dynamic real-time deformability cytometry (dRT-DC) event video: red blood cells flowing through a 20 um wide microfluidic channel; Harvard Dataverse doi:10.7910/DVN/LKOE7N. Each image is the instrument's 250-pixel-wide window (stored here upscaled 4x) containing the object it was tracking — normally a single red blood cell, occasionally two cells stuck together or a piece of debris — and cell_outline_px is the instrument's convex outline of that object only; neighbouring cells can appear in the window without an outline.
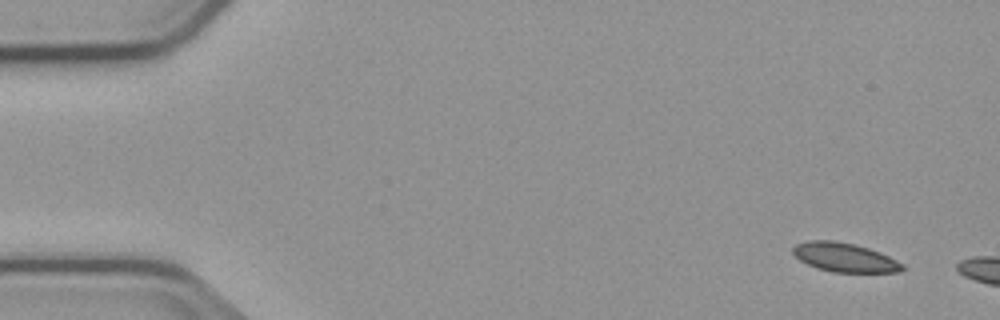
{"species": "common noctule bat (a hibernating species)", "species_latin": "Nyctalus noctula", "temperature_condition": "cold", "stored_images_in_passage": 7, "camera_frame_rate_fps": 3000, "um_per_image_px": 0.085, "animal": {"sex": "male", "body_mass_g": 23.1, "forearm_length_mm": 52.7}, "frame": {"image": 1, "passage_image": 1, "time_ms": 0.0, "image_size_px": [1000, 320], "cell_outline_px": [[904, 268], [900, 272], [832, 272], [816, 268], [800, 260], [792, 252], [792, 248], [796, 244], [808, 240], [832, 240], [856, 244], [880, 252], [904, 264]], "centroid_in_image_um": [71.78, 21.87], "position_along_channel_um": 13.2, "area_um2": 18.55}}